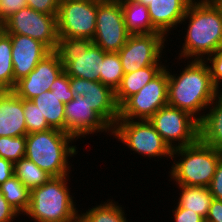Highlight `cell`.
Instances as JSON below:
<instances>
[{"label": "cell", "instance_id": "17", "mask_svg": "<svg viewBox=\"0 0 222 222\" xmlns=\"http://www.w3.org/2000/svg\"><path fill=\"white\" fill-rule=\"evenodd\" d=\"M12 42L14 87L26 77L51 50L39 40L20 34H8Z\"/></svg>", "mask_w": 222, "mask_h": 222}, {"label": "cell", "instance_id": "1", "mask_svg": "<svg viewBox=\"0 0 222 222\" xmlns=\"http://www.w3.org/2000/svg\"><path fill=\"white\" fill-rule=\"evenodd\" d=\"M181 25L186 27H182L184 37L179 42H184L177 45L176 63L181 59L205 60L222 47V5L218 0H192Z\"/></svg>", "mask_w": 222, "mask_h": 222}, {"label": "cell", "instance_id": "21", "mask_svg": "<svg viewBox=\"0 0 222 222\" xmlns=\"http://www.w3.org/2000/svg\"><path fill=\"white\" fill-rule=\"evenodd\" d=\"M123 10L126 30L130 35L158 32L151 22L147 6L134 0H119Z\"/></svg>", "mask_w": 222, "mask_h": 222}, {"label": "cell", "instance_id": "28", "mask_svg": "<svg viewBox=\"0 0 222 222\" xmlns=\"http://www.w3.org/2000/svg\"><path fill=\"white\" fill-rule=\"evenodd\" d=\"M14 89L11 37L4 31L0 35V91Z\"/></svg>", "mask_w": 222, "mask_h": 222}, {"label": "cell", "instance_id": "19", "mask_svg": "<svg viewBox=\"0 0 222 222\" xmlns=\"http://www.w3.org/2000/svg\"><path fill=\"white\" fill-rule=\"evenodd\" d=\"M27 135L23 98L12 90L0 91V137Z\"/></svg>", "mask_w": 222, "mask_h": 222}, {"label": "cell", "instance_id": "7", "mask_svg": "<svg viewBox=\"0 0 222 222\" xmlns=\"http://www.w3.org/2000/svg\"><path fill=\"white\" fill-rule=\"evenodd\" d=\"M97 0L60 1L57 29L61 45L92 41L96 30Z\"/></svg>", "mask_w": 222, "mask_h": 222}, {"label": "cell", "instance_id": "22", "mask_svg": "<svg viewBox=\"0 0 222 222\" xmlns=\"http://www.w3.org/2000/svg\"><path fill=\"white\" fill-rule=\"evenodd\" d=\"M165 66H147L132 73H125L115 98L120 107L129 97L136 94L144 85L156 77Z\"/></svg>", "mask_w": 222, "mask_h": 222}, {"label": "cell", "instance_id": "32", "mask_svg": "<svg viewBox=\"0 0 222 222\" xmlns=\"http://www.w3.org/2000/svg\"><path fill=\"white\" fill-rule=\"evenodd\" d=\"M50 90L59 98L64 104L69 103L74 99V94L70 89V77L62 72L55 81L51 84Z\"/></svg>", "mask_w": 222, "mask_h": 222}, {"label": "cell", "instance_id": "38", "mask_svg": "<svg viewBox=\"0 0 222 222\" xmlns=\"http://www.w3.org/2000/svg\"><path fill=\"white\" fill-rule=\"evenodd\" d=\"M213 199L222 201V159L219 161L213 179L209 185Z\"/></svg>", "mask_w": 222, "mask_h": 222}, {"label": "cell", "instance_id": "15", "mask_svg": "<svg viewBox=\"0 0 222 222\" xmlns=\"http://www.w3.org/2000/svg\"><path fill=\"white\" fill-rule=\"evenodd\" d=\"M62 72H64V66L59 50L51 51L34 70L16 82L12 91L20 98L31 100L49 91L51 84Z\"/></svg>", "mask_w": 222, "mask_h": 222}, {"label": "cell", "instance_id": "3", "mask_svg": "<svg viewBox=\"0 0 222 222\" xmlns=\"http://www.w3.org/2000/svg\"><path fill=\"white\" fill-rule=\"evenodd\" d=\"M76 141L69 133L53 128L30 133L26 135L25 157L51 177L66 176L74 166L69 160L79 153Z\"/></svg>", "mask_w": 222, "mask_h": 222}, {"label": "cell", "instance_id": "23", "mask_svg": "<svg viewBox=\"0 0 222 222\" xmlns=\"http://www.w3.org/2000/svg\"><path fill=\"white\" fill-rule=\"evenodd\" d=\"M180 191L176 203L184 209L192 210L206 219L213 196L208 187L175 185Z\"/></svg>", "mask_w": 222, "mask_h": 222}, {"label": "cell", "instance_id": "12", "mask_svg": "<svg viewBox=\"0 0 222 222\" xmlns=\"http://www.w3.org/2000/svg\"><path fill=\"white\" fill-rule=\"evenodd\" d=\"M95 25L96 30L91 42L105 52H118L130 36L119 0H97Z\"/></svg>", "mask_w": 222, "mask_h": 222}, {"label": "cell", "instance_id": "37", "mask_svg": "<svg viewBox=\"0 0 222 222\" xmlns=\"http://www.w3.org/2000/svg\"><path fill=\"white\" fill-rule=\"evenodd\" d=\"M21 215L7 202L0 191V222H13L19 219ZM16 222V221H14Z\"/></svg>", "mask_w": 222, "mask_h": 222}, {"label": "cell", "instance_id": "31", "mask_svg": "<svg viewBox=\"0 0 222 222\" xmlns=\"http://www.w3.org/2000/svg\"><path fill=\"white\" fill-rule=\"evenodd\" d=\"M23 110L27 134L50 129L45 116L41 114L32 100L23 99Z\"/></svg>", "mask_w": 222, "mask_h": 222}, {"label": "cell", "instance_id": "8", "mask_svg": "<svg viewBox=\"0 0 222 222\" xmlns=\"http://www.w3.org/2000/svg\"><path fill=\"white\" fill-rule=\"evenodd\" d=\"M165 43L168 44V40L161 33L130 35L125 45L117 52L124 74L147 66H165L168 62Z\"/></svg>", "mask_w": 222, "mask_h": 222}, {"label": "cell", "instance_id": "13", "mask_svg": "<svg viewBox=\"0 0 222 222\" xmlns=\"http://www.w3.org/2000/svg\"><path fill=\"white\" fill-rule=\"evenodd\" d=\"M64 72L69 77L100 82L101 61L106 53L91 41L71 42L59 48Z\"/></svg>", "mask_w": 222, "mask_h": 222}, {"label": "cell", "instance_id": "6", "mask_svg": "<svg viewBox=\"0 0 222 222\" xmlns=\"http://www.w3.org/2000/svg\"><path fill=\"white\" fill-rule=\"evenodd\" d=\"M113 139H117L128 151L142 157L159 158L169 161L172 149L162 139L149 120L118 119L112 128ZM115 138V139H114ZM169 158V159H168Z\"/></svg>", "mask_w": 222, "mask_h": 222}, {"label": "cell", "instance_id": "36", "mask_svg": "<svg viewBox=\"0 0 222 222\" xmlns=\"http://www.w3.org/2000/svg\"><path fill=\"white\" fill-rule=\"evenodd\" d=\"M172 209L174 222H204V218L196 212H192V210L181 208L177 203H175Z\"/></svg>", "mask_w": 222, "mask_h": 222}, {"label": "cell", "instance_id": "42", "mask_svg": "<svg viewBox=\"0 0 222 222\" xmlns=\"http://www.w3.org/2000/svg\"><path fill=\"white\" fill-rule=\"evenodd\" d=\"M4 32L3 24H0V35Z\"/></svg>", "mask_w": 222, "mask_h": 222}, {"label": "cell", "instance_id": "39", "mask_svg": "<svg viewBox=\"0 0 222 222\" xmlns=\"http://www.w3.org/2000/svg\"><path fill=\"white\" fill-rule=\"evenodd\" d=\"M209 222H222V201L213 199L211 201L206 219Z\"/></svg>", "mask_w": 222, "mask_h": 222}, {"label": "cell", "instance_id": "14", "mask_svg": "<svg viewBox=\"0 0 222 222\" xmlns=\"http://www.w3.org/2000/svg\"><path fill=\"white\" fill-rule=\"evenodd\" d=\"M65 123L64 132L69 133L77 141L87 136L105 133L112 137V127L90 106L83 96H74L64 106ZM80 139V140H78Z\"/></svg>", "mask_w": 222, "mask_h": 222}, {"label": "cell", "instance_id": "41", "mask_svg": "<svg viewBox=\"0 0 222 222\" xmlns=\"http://www.w3.org/2000/svg\"><path fill=\"white\" fill-rule=\"evenodd\" d=\"M222 83L217 88V97L222 98Z\"/></svg>", "mask_w": 222, "mask_h": 222}, {"label": "cell", "instance_id": "34", "mask_svg": "<svg viewBox=\"0 0 222 222\" xmlns=\"http://www.w3.org/2000/svg\"><path fill=\"white\" fill-rule=\"evenodd\" d=\"M25 7L26 0H0V23L3 24L15 12Z\"/></svg>", "mask_w": 222, "mask_h": 222}, {"label": "cell", "instance_id": "10", "mask_svg": "<svg viewBox=\"0 0 222 222\" xmlns=\"http://www.w3.org/2000/svg\"><path fill=\"white\" fill-rule=\"evenodd\" d=\"M7 34H20L39 40L51 51L59 50L57 16L25 7L15 12L3 23Z\"/></svg>", "mask_w": 222, "mask_h": 222}, {"label": "cell", "instance_id": "9", "mask_svg": "<svg viewBox=\"0 0 222 222\" xmlns=\"http://www.w3.org/2000/svg\"><path fill=\"white\" fill-rule=\"evenodd\" d=\"M149 122L172 150L192 145L199 140V121L179 108L166 105Z\"/></svg>", "mask_w": 222, "mask_h": 222}, {"label": "cell", "instance_id": "11", "mask_svg": "<svg viewBox=\"0 0 222 222\" xmlns=\"http://www.w3.org/2000/svg\"><path fill=\"white\" fill-rule=\"evenodd\" d=\"M166 105H168V70L165 67L119 107L118 119L149 120Z\"/></svg>", "mask_w": 222, "mask_h": 222}, {"label": "cell", "instance_id": "40", "mask_svg": "<svg viewBox=\"0 0 222 222\" xmlns=\"http://www.w3.org/2000/svg\"><path fill=\"white\" fill-rule=\"evenodd\" d=\"M14 175V163L0 157V185Z\"/></svg>", "mask_w": 222, "mask_h": 222}, {"label": "cell", "instance_id": "43", "mask_svg": "<svg viewBox=\"0 0 222 222\" xmlns=\"http://www.w3.org/2000/svg\"><path fill=\"white\" fill-rule=\"evenodd\" d=\"M73 222H83L80 218L76 219L75 221Z\"/></svg>", "mask_w": 222, "mask_h": 222}, {"label": "cell", "instance_id": "29", "mask_svg": "<svg viewBox=\"0 0 222 222\" xmlns=\"http://www.w3.org/2000/svg\"><path fill=\"white\" fill-rule=\"evenodd\" d=\"M123 76L124 71L118 53L106 52L101 61L100 82L116 91Z\"/></svg>", "mask_w": 222, "mask_h": 222}, {"label": "cell", "instance_id": "16", "mask_svg": "<svg viewBox=\"0 0 222 222\" xmlns=\"http://www.w3.org/2000/svg\"><path fill=\"white\" fill-rule=\"evenodd\" d=\"M70 89L75 96H83L86 101L112 128L119 118V106L115 91L98 81L70 77Z\"/></svg>", "mask_w": 222, "mask_h": 222}, {"label": "cell", "instance_id": "24", "mask_svg": "<svg viewBox=\"0 0 222 222\" xmlns=\"http://www.w3.org/2000/svg\"><path fill=\"white\" fill-rule=\"evenodd\" d=\"M87 208L83 212L79 210V218L83 222H130L124 208L114 199H106L104 202ZM98 204V205H97Z\"/></svg>", "mask_w": 222, "mask_h": 222}, {"label": "cell", "instance_id": "27", "mask_svg": "<svg viewBox=\"0 0 222 222\" xmlns=\"http://www.w3.org/2000/svg\"><path fill=\"white\" fill-rule=\"evenodd\" d=\"M14 175L31 191L43 185L50 175L26 157L14 163Z\"/></svg>", "mask_w": 222, "mask_h": 222}, {"label": "cell", "instance_id": "2", "mask_svg": "<svg viewBox=\"0 0 222 222\" xmlns=\"http://www.w3.org/2000/svg\"><path fill=\"white\" fill-rule=\"evenodd\" d=\"M181 62L185 67L180 69V74L172 71L173 65H165L168 70V105L186 111L200 121L217 97V87L204 60L181 59Z\"/></svg>", "mask_w": 222, "mask_h": 222}, {"label": "cell", "instance_id": "30", "mask_svg": "<svg viewBox=\"0 0 222 222\" xmlns=\"http://www.w3.org/2000/svg\"><path fill=\"white\" fill-rule=\"evenodd\" d=\"M26 135L18 137H0V157L16 163L25 157Z\"/></svg>", "mask_w": 222, "mask_h": 222}, {"label": "cell", "instance_id": "33", "mask_svg": "<svg viewBox=\"0 0 222 222\" xmlns=\"http://www.w3.org/2000/svg\"><path fill=\"white\" fill-rule=\"evenodd\" d=\"M204 61L209 67L214 85L218 88L222 83V47L207 57Z\"/></svg>", "mask_w": 222, "mask_h": 222}, {"label": "cell", "instance_id": "25", "mask_svg": "<svg viewBox=\"0 0 222 222\" xmlns=\"http://www.w3.org/2000/svg\"><path fill=\"white\" fill-rule=\"evenodd\" d=\"M46 118L48 126L64 132L65 104L51 90L31 99Z\"/></svg>", "mask_w": 222, "mask_h": 222}, {"label": "cell", "instance_id": "35", "mask_svg": "<svg viewBox=\"0 0 222 222\" xmlns=\"http://www.w3.org/2000/svg\"><path fill=\"white\" fill-rule=\"evenodd\" d=\"M27 6L33 10L48 15L58 14L60 0H26Z\"/></svg>", "mask_w": 222, "mask_h": 222}, {"label": "cell", "instance_id": "4", "mask_svg": "<svg viewBox=\"0 0 222 222\" xmlns=\"http://www.w3.org/2000/svg\"><path fill=\"white\" fill-rule=\"evenodd\" d=\"M70 177L71 174L50 177L46 183L32 189L30 204L23 216L34 222H73L78 219L80 209L68 185Z\"/></svg>", "mask_w": 222, "mask_h": 222}, {"label": "cell", "instance_id": "18", "mask_svg": "<svg viewBox=\"0 0 222 222\" xmlns=\"http://www.w3.org/2000/svg\"><path fill=\"white\" fill-rule=\"evenodd\" d=\"M147 6L153 27L166 38L180 23L192 0H134ZM171 31V32H170Z\"/></svg>", "mask_w": 222, "mask_h": 222}, {"label": "cell", "instance_id": "5", "mask_svg": "<svg viewBox=\"0 0 222 222\" xmlns=\"http://www.w3.org/2000/svg\"><path fill=\"white\" fill-rule=\"evenodd\" d=\"M221 159V152L200 140L192 145L173 149L168 181H173L175 185L209 187Z\"/></svg>", "mask_w": 222, "mask_h": 222}, {"label": "cell", "instance_id": "20", "mask_svg": "<svg viewBox=\"0 0 222 222\" xmlns=\"http://www.w3.org/2000/svg\"><path fill=\"white\" fill-rule=\"evenodd\" d=\"M199 140L222 153V98L216 97L199 121Z\"/></svg>", "mask_w": 222, "mask_h": 222}, {"label": "cell", "instance_id": "26", "mask_svg": "<svg viewBox=\"0 0 222 222\" xmlns=\"http://www.w3.org/2000/svg\"><path fill=\"white\" fill-rule=\"evenodd\" d=\"M0 191L7 202L23 216L30 204L31 191L15 175L0 185Z\"/></svg>", "mask_w": 222, "mask_h": 222}]
</instances>
